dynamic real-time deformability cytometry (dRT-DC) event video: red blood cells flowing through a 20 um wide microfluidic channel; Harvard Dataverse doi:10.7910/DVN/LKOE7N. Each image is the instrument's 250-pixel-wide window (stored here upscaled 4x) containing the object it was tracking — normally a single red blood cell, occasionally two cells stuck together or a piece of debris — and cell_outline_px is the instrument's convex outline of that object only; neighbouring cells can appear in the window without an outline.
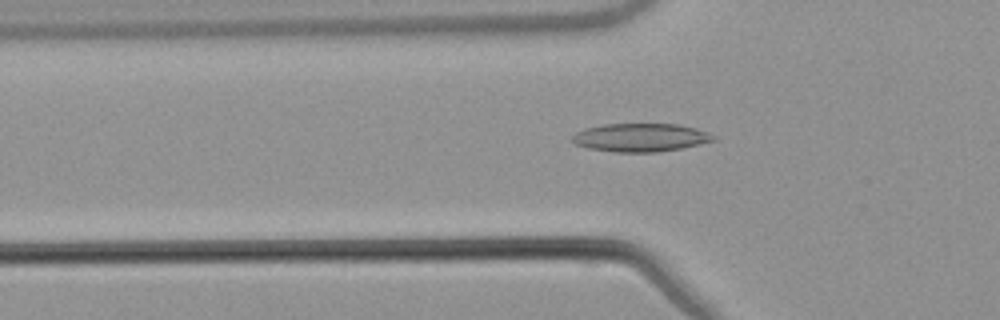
{"species": "common noctule bat (a hibernating species)", "species_latin": "Nyctalus noctula", "temperature_condition": "warm", "stored_images_in_passage": 48, "camera_frame_rate_fps": 3000, "um_per_image_px": 0.085, "animal": {"sex": "male", "body_mass_g": 21.5, "forearm_length_mm": 52.0}, "frame": {"image": 1, "passage_image": 17, "time_ms": 5.333, "image_size_px": [1000, 320], "cell_outline_px": [[716, 140], [700, 144], [680, 148], [656, 152], [616, 152], [588, 148], [576, 144], [572, 140], [572, 136], [576, 132], [584, 128], [604, 124], [680, 124], [696, 128], [708, 132], [716, 136]], "centroid_in_image_um": [54.46, 11.68], "position_along_channel_um": 71.3, "area_um2": 23.29}}
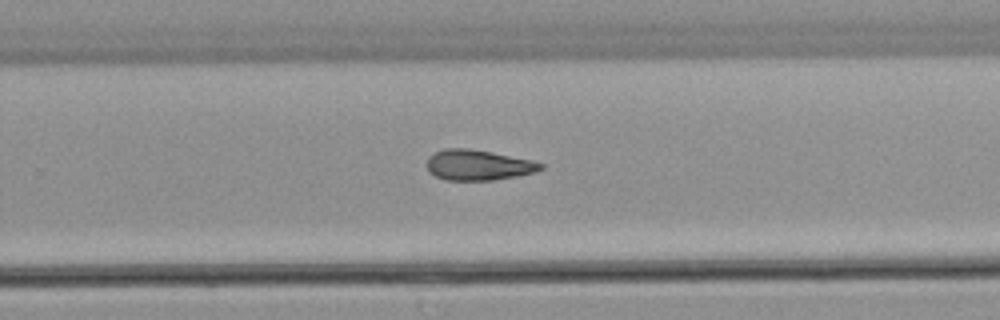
{"frame": {"image": 2, "passage_image": 34, "time_ms": 11.0, "image_size_px": [1000, 320], "cell_outline_px": [[544, 168], [536, 172], [516, 176], [492, 180], [444, 180], [428, 172], [428, 156], [444, 148], [468, 148], [532, 160], [544, 164]], "centroid_in_image_um": [40.64, 14.03], "position_along_channel_um": 289.2, "area_um2": 20.11}}
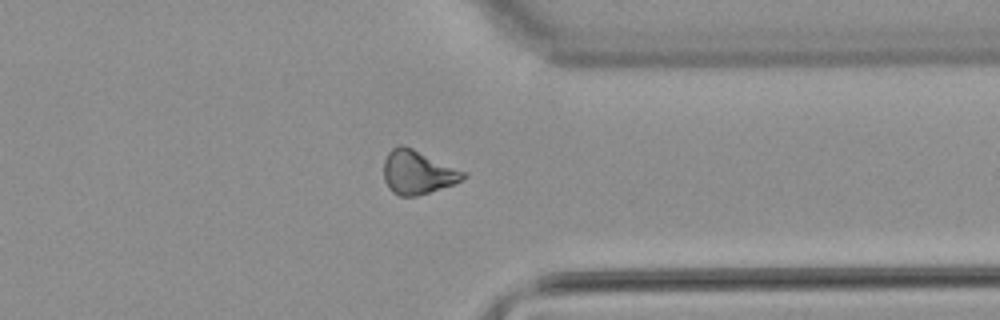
{"frame": {"image": 3, "passage_image": 41, "time_ms": 13.333, "image_size_px": [1000, 320], "cell_outline_px": [[468, 176], [452, 184], [416, 196], [400, 196], [392, 192], [388, 188], [384, 180], [384, 160], [388, 152], [392, 148], [400, 144], [412, 148], [468, 172]], "centroid_in_image_um": [35.49, 14.63], "position_along_channel_um": 375.9, "area_um2": 20.23}}